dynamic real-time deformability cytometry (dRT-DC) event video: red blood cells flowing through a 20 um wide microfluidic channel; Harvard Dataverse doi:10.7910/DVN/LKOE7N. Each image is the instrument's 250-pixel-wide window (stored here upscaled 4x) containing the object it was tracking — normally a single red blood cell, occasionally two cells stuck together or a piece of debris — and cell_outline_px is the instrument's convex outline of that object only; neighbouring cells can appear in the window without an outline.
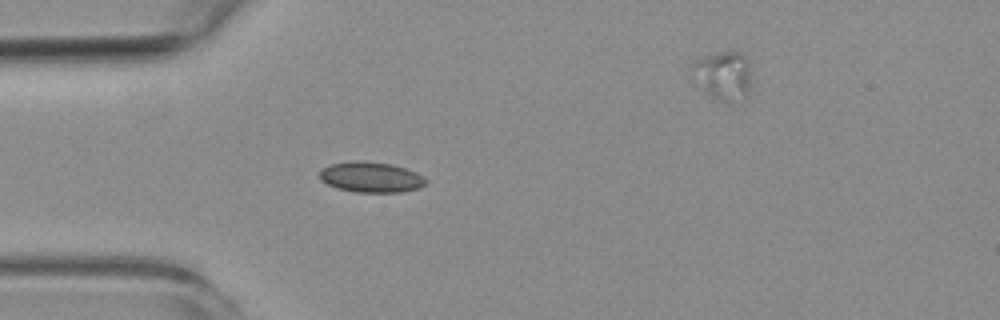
{"species": "common noctule bat (a hibernating species)", "species_latin": "Nyctalus noctula", "temperature_condition": "room temperature", "stored_images_in_passage": 5, "segment_of_instrument_passage": [1, 2], "camera_frame_rate_fps": 3000, "um_per_image_px": 0.085, "animal": {"sex": "female", "body_mass_g": 19.3, "forearm_length_mm": 54.1}, "frame": {"image": 1, "passage_image": 4, "time_ms": 4.667, "image_size_px": [1000, 320], "cell_outline_px": [[428, 180], [420, 188], [400, 192], [356, 192], [336, 188], [320, 180], [320, 172], [328, 164], [356, 160], [364, 160], [392, 164], [416, 172]], "centroid_in_image_um": [31.53, 15.05], "position_along_channel_um": 53.5, "area_um2": 18.96}}